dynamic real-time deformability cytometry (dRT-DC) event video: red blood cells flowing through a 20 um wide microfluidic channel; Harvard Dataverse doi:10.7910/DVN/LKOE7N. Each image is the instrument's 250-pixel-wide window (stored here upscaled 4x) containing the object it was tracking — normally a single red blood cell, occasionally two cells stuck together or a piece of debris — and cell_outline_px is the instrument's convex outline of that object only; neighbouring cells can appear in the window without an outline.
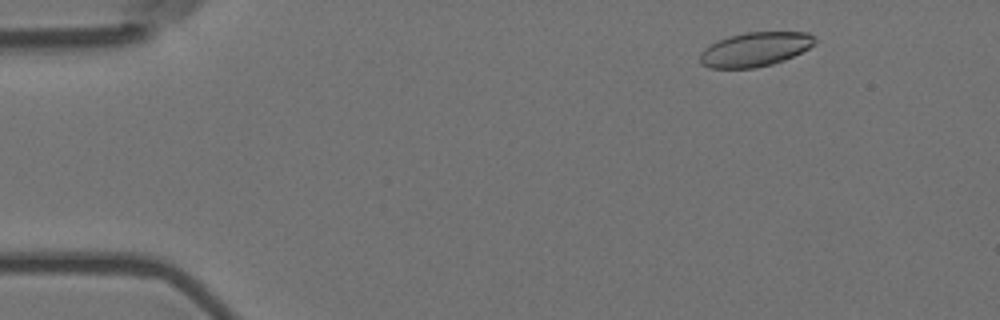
{"species": "Egyptian fruit bat (a non-hibernating species)", "species_latin": "Rousettus aegyptiacus", "temperature_condition": "room temperature", "stored_images_in_passage": 5, "camera_frame_rate_fps": 3000, "um_per_image_px": 0.085, "animal": {"sex": "female"}, "frame": {"image": 1, "passage_image": 2, "time_ms": 0.333, "image_size_px": [1000, 320], "cell_outline_px": [[816, 44], [784, 60], [772, 64], [756, 68], [708, 68], [700, 64], [700, 52], [704, 48], [728, 36], [744, 32], [808, 32], [816, 36]], "centroid_in_image_um": [64.19, 4.19], "position_along_channel_um": 20.8, "area_um2": 23.0}}